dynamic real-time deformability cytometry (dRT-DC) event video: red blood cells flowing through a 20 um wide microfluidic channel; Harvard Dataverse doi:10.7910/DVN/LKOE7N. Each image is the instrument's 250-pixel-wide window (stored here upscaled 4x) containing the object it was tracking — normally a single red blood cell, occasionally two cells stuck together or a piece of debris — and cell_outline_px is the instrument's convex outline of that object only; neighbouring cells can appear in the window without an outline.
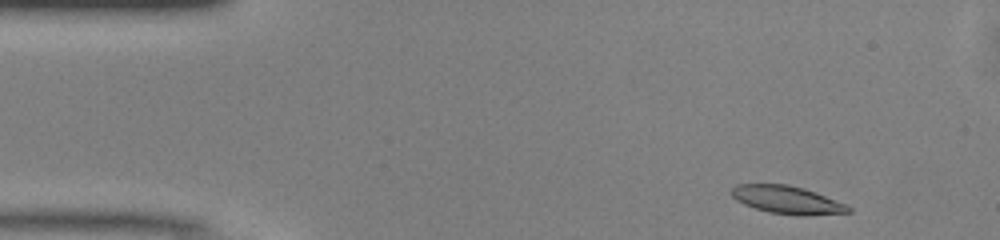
{"species": "common noctule bat (a hibernating species)", "species_latin": "Nyctalus noctula", "temperature_condition": "warm", "stored_images_in_passage": 46, "camera_frame_rate_fps": 3000, "um_per_image_px": 0.085, "animal": {"sex": "male", "body_mass_g": 13.0, "forearm_length_mm": 53.1}, "frame": {"image": 1, "passage_image": 2, "time_ms": 0.333, "image_size_px": [1000, 240], "cell_outline_px": [[852, 212], [808, 216], [796, 216], [768, 212], [744, 204], [736, 200], [732, 196], [732, 188], [736, 184], [788, 184], [804, 188], [816, 192], [844, 204], [852, 208]], "centroid_in_image_um": [66.92, 17.0], "position_along_channel_um": 18.1, "area_um2": 19.07}}
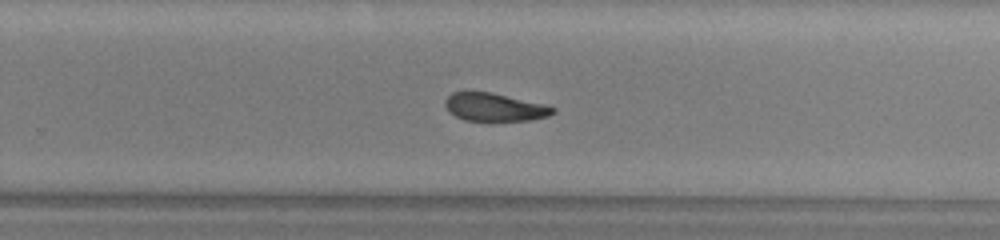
{"frame": {"image": 2, "passage_image": 28, "time_ms": 9.0, "image_size_px": [1000, 240], "cell_outline_px": [[556, 112], [548, 116], [528, 120], [492, 124], [488, 124], [464, 120], [448, 112], [444, 104], [444, 100], [452, 92], [492, 92], [544, 104], [556, 108]], "centroid_in_image_um": [42.02, 9.16], "position_along_channel_um": 287.8, "area_um2": 18.5}}
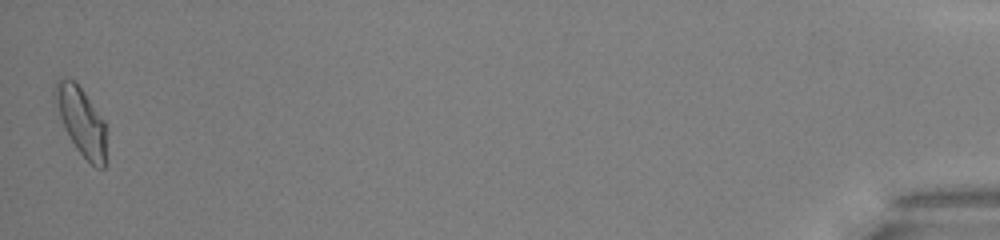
{"frame": {"image": 3, "passage_image": 46, "time_ms": 15.0, "image_size_px": [1000, 240], "cell_outline_px": [[104, 168], [96, 168], [76, 148], [68, 136], [64, 128], [60, 116], [56, 100], [56, 80], [72, 80], [84, 92], [104, 120]], "centroid_in_image_um": [6.92, 10.33], "position_along_channel_um": 428.3, "area_um2": 19.19}, "authors_computed_cell_mechanics": {"area_um2": 19.1607, "velocity_mm_per_s": 4.0819, "shape_relaxation_time_tau1_ms": null, "shape_relaxation_time_tau2_ms": 3.6045, "deformation_change_tau1": null, "deformation_change_tau2": 0.1108}}